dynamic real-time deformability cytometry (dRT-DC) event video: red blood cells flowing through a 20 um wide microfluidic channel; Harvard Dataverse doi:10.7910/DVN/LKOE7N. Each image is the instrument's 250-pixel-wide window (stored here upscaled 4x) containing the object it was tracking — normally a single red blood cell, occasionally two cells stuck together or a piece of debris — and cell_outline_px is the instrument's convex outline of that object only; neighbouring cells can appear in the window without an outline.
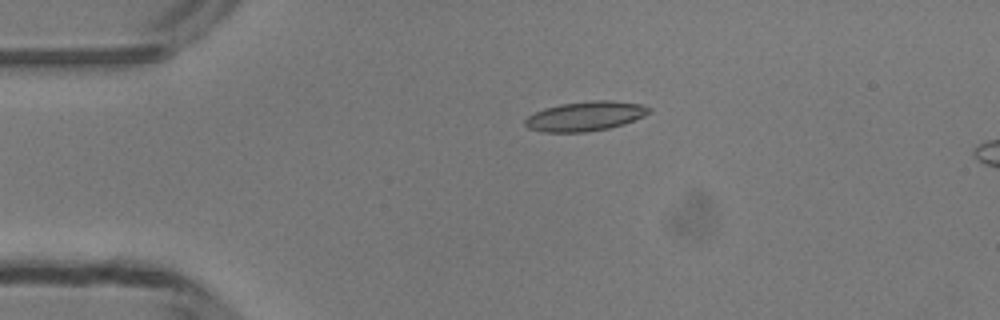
{"species": "common noctule bat (a hibernating species)", "species_latin": "Nyctalus noctula", "temperature_condition": "room temperature", "stored_images_in_passage": 15, "camera_frame_rate_fps": 3000, "um_per_image_px": 0.085, "animal": {"sex": "male", "body_mass_g": 13.3}, "frame": {"image": 1, "passage_image": 11, "time_ms": 3.333, "image_size_px": [1000, 320], "cell_outline_px": [[652, 112], [644, 116], [624, 124], [608, 128], [584, 132], [544, 132], [528, 128], [524, 124], [524, 120], [528, 116], [544, 108], [560, 104], [592, 100], [612, 100], [644, 104], [652, 108]], "centroid_in_image_um": [49.79, 9.86], "position_along_channel_um": 35.2, "area_um2": 21.5}}